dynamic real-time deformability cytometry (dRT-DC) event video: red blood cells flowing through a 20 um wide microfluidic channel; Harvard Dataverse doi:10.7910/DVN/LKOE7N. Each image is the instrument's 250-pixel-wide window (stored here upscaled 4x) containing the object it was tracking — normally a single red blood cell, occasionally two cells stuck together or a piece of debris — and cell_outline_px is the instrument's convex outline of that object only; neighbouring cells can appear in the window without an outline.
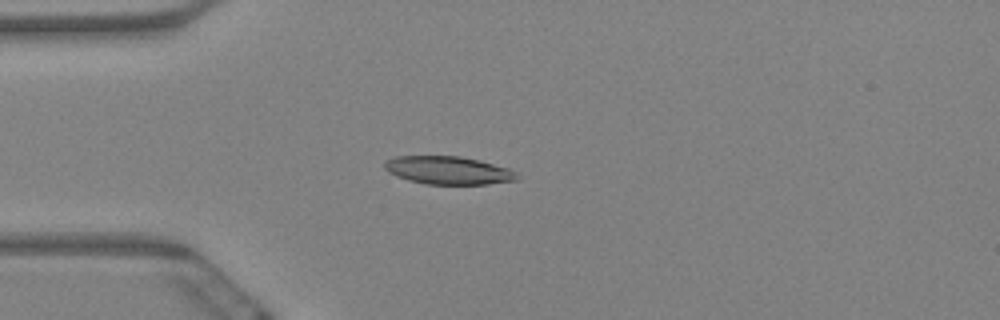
{"species": "Egyptian fruit bat (a non-hibernating species)", "species_latin": "Rousettus aegyptiacus", "temperature_condition": "warm", "stored_images_in_passage": 5, "camera_frame_rate_fps": 3000, "um_per_image_px": 0.085, "animal": {"sex": "female"}, "frame": {"image": 1, "passage_image": 5, "time_ms": 1.333, "image_size_px": [1000, 320], "cell_outline_px": [[520, 180], [488, 184], [424, 184], [408, 180], [396, 176], [388, 172], [384, 168], [384, 164], [388, 160], [396, 156], [460, 156], [480, 160], [508, 168], [516, 172], [520, 176]], "centroid_in_image_um": [38.14, 14.48], "position_along_channel_um": 46.9, "area_um2": 21.79}}